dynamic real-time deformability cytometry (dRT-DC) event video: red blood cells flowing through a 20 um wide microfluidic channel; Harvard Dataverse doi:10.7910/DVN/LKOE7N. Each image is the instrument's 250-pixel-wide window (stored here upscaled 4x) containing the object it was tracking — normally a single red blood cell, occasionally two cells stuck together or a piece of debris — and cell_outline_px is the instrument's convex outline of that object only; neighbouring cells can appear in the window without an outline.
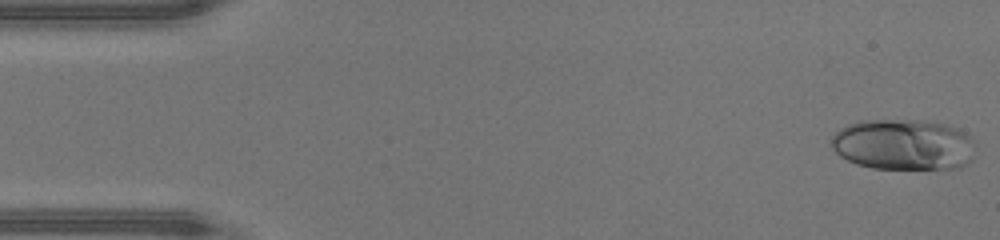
{"species": "human", "species_latin": "Homo sapiens", "temperature_condition": "warm", "stored_images_in_passage": 46, "camera_frame_rate_fps": 3000, "um_per_image_px": 0.085, "donor": {"sex": "male"}, "frame": {"image": 1, "passage_image": 1, "time_ms": 0.0, "image_size_px": [1000, 240], "cell_outline_px": [[976, 148], [972, 160], [960, 168], [872, 168], [856, 164], [840, 156], [832, 148], [832, 136], [840, 128], [848, 124], [860, 120], [920, 120], [944, 124], [960, 128], [972, 136], [976, 144]], "centroid_in_image_um": [76.84, 12.28], "position_along_channel_um": 8.2, "area_um2": 43.23}}
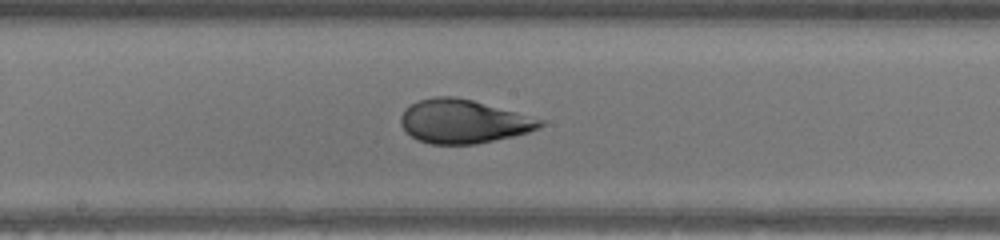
{"frame": {"image": 2, "passage_image": 24, "time_ms": 7.667, "image_size_px": [1000, 240], "cell_outline_px": [[544, 124], [540, 128], [528, 132], [512, 136], [476, 144], [432, 144], [416, 140], [400, 124], [400, 116], [404, 108], [420, 100], [432, 96], [456, 96], [472, 100], [516, 112], [544, 120]], "centroid_in_image_um": [39.36, 10.32], "position_along_channel_um": 208.8, "area_um2": 35.37}}
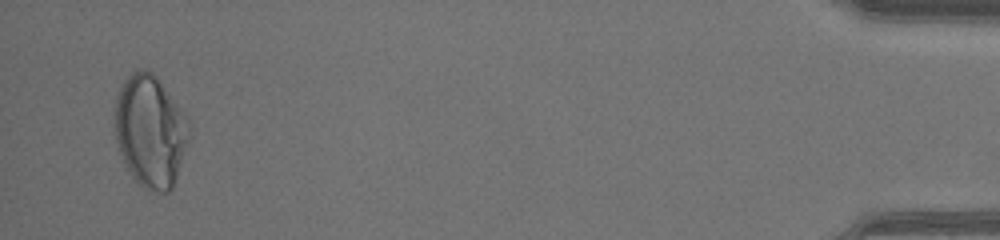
{"frame": {"image": 3, "passage_image": 45, "time_ms": 14.667, "image_size_px": [1000, 240], "cell_outline_px": [[188, 140], [172, 188], [168, 192], [156, 192], [144, 188], [132, 176], [120, 152], [116, 140], [112, 124], [112, 112], [116, 92], [120, 84], [136, 68], [152, 72], [160, 80], [188, 116]], "centroid_in_image_um": [12.72, 11.07], "position_along_channel_um": 422.5, "area_um2": 49.01}, "authors_computed_cell_mechanics": {"area_um2": 38.8705, "velocity_mm_per_s": 4.378, "shape_relaxation_time_tau1_ms": 5.4856, "shape_relaxation_time_tau2_ms": null, "deformation_change_tau1": 0.2636, "deformation_change_tau2": null}}